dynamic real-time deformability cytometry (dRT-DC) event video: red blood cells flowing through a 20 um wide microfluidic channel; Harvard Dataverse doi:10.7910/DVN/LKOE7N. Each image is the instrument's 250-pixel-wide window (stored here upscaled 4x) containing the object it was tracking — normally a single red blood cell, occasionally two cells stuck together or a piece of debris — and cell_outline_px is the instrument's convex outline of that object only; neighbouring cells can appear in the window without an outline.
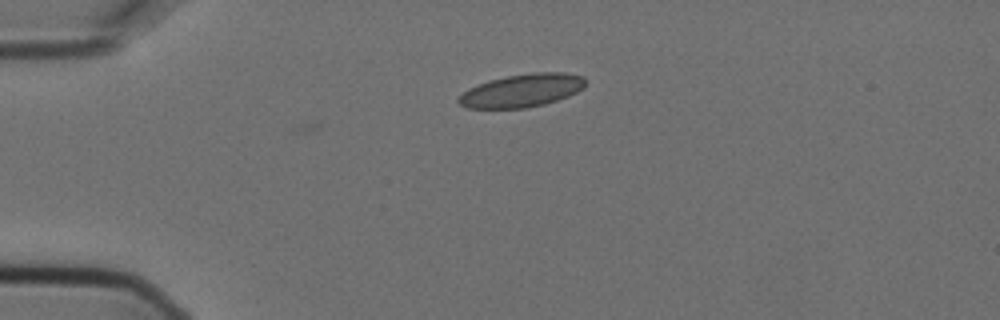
{"species": "Egyptian fruit bat (a non-hibernating species)", "species_latin": "Rousettus aegyptiacus", "temperature_condition": "cold", "stored_images_in_passage": 4, "camera_frame_rate_fps": 3000, "um_per_image_px": 0.085, "animal": {"sex": "female"}, "frame": {"image": 1, "passage_image": 4, "time_ms": 1.0, "image_size_px": [1000, 320], "cell_outline_px": [[588, 80], [584, 88], [568, 96], [544, 104], [524, 108], [468, 108], [460, 104], [456, 100], [468, 88], [488, 80], [508, 76], [532, 72], [564, 72], [584, 76]], "centroid_in_image_um": [44.4, 7.68], "position_along_channel_um": 40.6, "area_um2": 24.51}}